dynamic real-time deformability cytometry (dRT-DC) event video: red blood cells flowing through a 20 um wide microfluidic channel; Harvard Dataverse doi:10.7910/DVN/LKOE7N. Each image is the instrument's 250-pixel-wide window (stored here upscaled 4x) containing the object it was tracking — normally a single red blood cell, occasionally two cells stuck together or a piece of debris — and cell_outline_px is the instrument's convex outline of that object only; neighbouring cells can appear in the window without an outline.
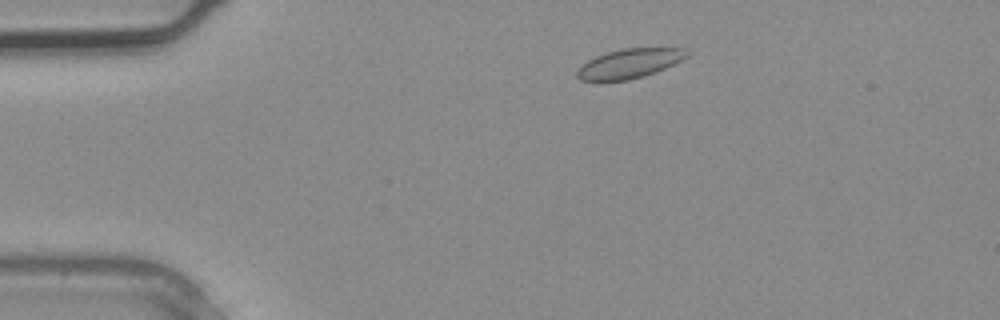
{"species": "common noctule bat (a hibernating species)", "species_latin": "Nyctalus noctula", "temperature_condition": "warm", "stored_images_in_passage": 2, "camera_frame_rate_fps": 3000, "um_per_image_px": 0.085, "animal": {"sex": "male", "body_mass_g": 20.4}, "frame": {"image": 1, "passage_image": 2, "time_ms": 0.333, "image_size_px": [1000, 320], "cell_outline_px": [[688, 56], [656, 72], [644, 76], [628, 80], [600, 84], [580, 80], [576, 76], [576, 72], [588, 60], [596, 56], [608, 52], [624, 48], [684, 48], [688, 52]], "centroid_in_image_um": [53.42, 5.45], "position_along_channel_um": 31.6, "area_um2": 19.13}}